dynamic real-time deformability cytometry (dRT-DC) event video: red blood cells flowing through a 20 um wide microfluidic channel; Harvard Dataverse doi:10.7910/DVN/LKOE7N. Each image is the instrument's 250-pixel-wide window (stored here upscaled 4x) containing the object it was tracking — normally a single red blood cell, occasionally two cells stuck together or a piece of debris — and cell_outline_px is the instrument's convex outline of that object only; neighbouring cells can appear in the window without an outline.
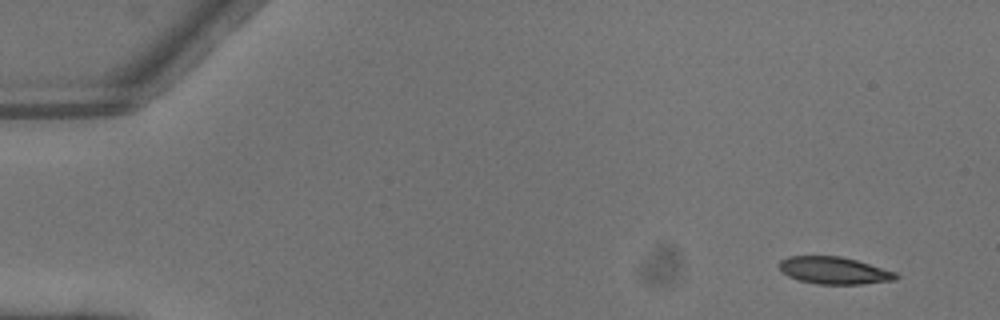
{"species": "common noctule bat (a hibernating species)", "species_latin": "Nyctalus noctula", "temperature_condition": "warm", "stored_images_in_passage": 4, "camera_frame_rate_fps": 3000, "um_per_image_px": 0.085, "animal": {"sex": "male", "body_mass_g": 13.3}, "frame": {"image": 1, "passage_image": 1, "time_ms": 0.0, "image_size_px": [1000, 320], "cell_outline_px": [[900, 276], [896, 280], [860, 284], [816, 284], [800, 280], [788, 276], [780, 268], [780, 260], [788, 256], [840, 256], [856, 260], [896, 272]], "centroid_in_image_um": [70.92, 22.99], "position_along_channel_um": 14.1, "area_um2": 18.38}}
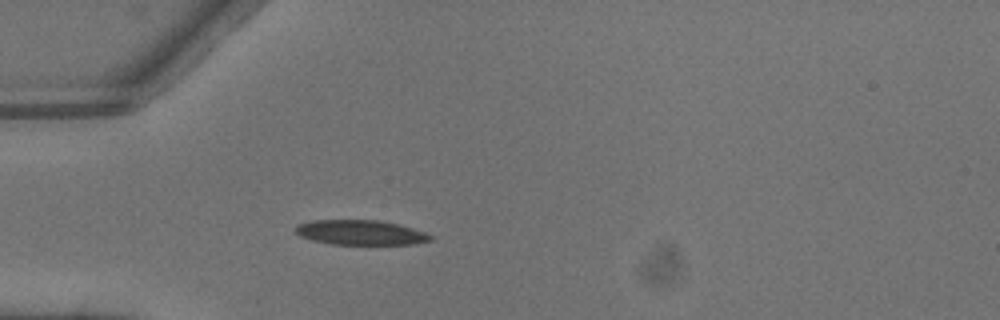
{"frame": {"image": 2, "passage_image": 4, "time_ms": 1.0, "image_size_px": [1000, 320], "cell_outline_px": [[432, 240], [416, 244], [332, 244], [312, 240], [300, 236], [292, 228], [296, 224], [312, 220], [380, 220], [412, 228], [424, 232], [432, 236]], "centroid_in_image_um": [30.6, 19.76], "position_along_channel_um": 54.4, "area_um2": 19.54}}